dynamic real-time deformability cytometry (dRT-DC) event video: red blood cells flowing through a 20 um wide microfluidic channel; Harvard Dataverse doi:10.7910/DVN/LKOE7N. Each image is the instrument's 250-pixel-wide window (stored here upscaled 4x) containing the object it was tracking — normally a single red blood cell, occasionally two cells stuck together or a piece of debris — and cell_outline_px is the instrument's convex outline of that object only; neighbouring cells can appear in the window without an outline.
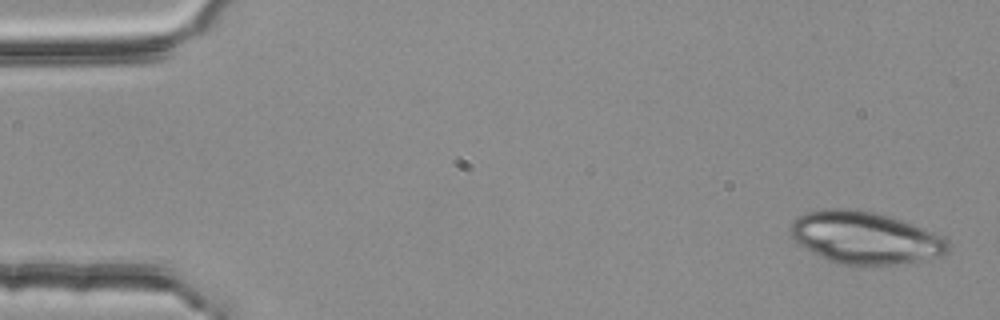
{"species": "common noctule bat (a hibernating species)", "species_latin": "Nyctalus noctula", "temperature_condition": "room temperature", "stored_images_in_passage": 11, "camera_frame_rate_fps": 3000, "um_per_image_px": 0.085, "animal": {"sex": "female", "body_mass_g": 25.1}, "frame": {"image": 1, "passage_image": 1, "time_ms": 0.0, "image_size_px": [1000, 320], "cell_outline_px": [[948, 252], [940, 256], [896, 264], [840, 264], [828, 260], [812, 252], [800, 244], [792, 236], [788, 228], [792, 220], [808, 212], [824, 208], [852, 208], [876, 212], [912, 224], [932, 232], [948, 240]], "centroid_in_image_um": [73.49, 20.18], "position_along_channel_um": 11.5, "area_um2": 47.4}}